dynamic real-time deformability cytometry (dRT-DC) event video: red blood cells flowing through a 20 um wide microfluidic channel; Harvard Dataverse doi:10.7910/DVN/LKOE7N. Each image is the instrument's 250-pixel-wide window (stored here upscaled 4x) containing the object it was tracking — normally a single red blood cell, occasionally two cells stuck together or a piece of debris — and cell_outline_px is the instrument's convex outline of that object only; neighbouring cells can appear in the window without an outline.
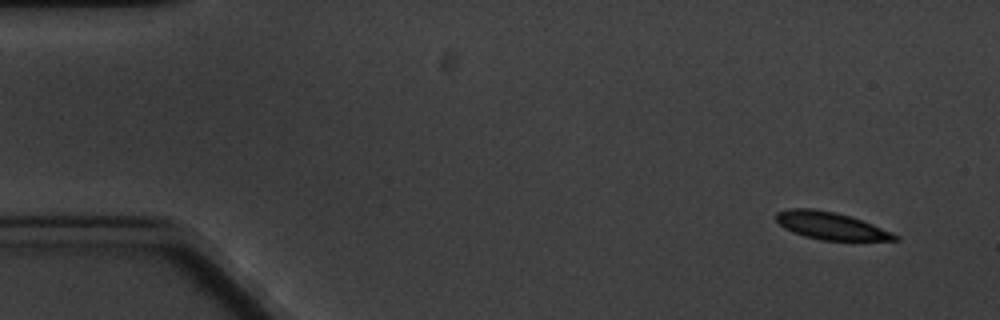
{"species": "common noctule bat (a hibernating species)", "species_latin": "Nyctalus noctula", "temperature_condition": "cold", "stored_images_in_passage": 6, "camera_frame_rate_fps": 3000, "um_per_image_px": 0.085, "animal": {"sex": "male", "body_mass_g": 20.1, "forearm_length_mm": 53.5}, "frame": {"image": 1, "passage_image": 1, "time_ms": 0.0, "image_size_px": [1000, 320], "cell_outline_px": [[900, 240], [820, 240], [804, 236], [792, 232], [784, 228], [776, 220], [776, 212], [788, 208], [812, 208], [832, 212], [848, 216], [872, 224], [900, 236]], "centroid_in_image_um": [70.57, 19.19], "position_along_channel_um": 14.4, "area_um2": 18.73}}
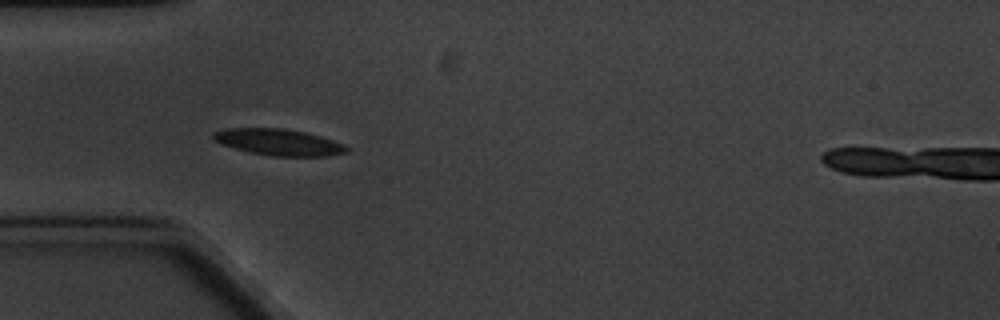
{"frame": {"image": 2, "passage_image": 5, "time_ms": 4.667, "image_size_px": [1000, 320], "cell_outline_px": [[348, 152], [328, 156], [272, 156], [252, 152], [220, 144], [212, 140], [212, 136], [216, 132], [228, 128], [280, 128], [304, 132], [320, 136], [344, 144], [348, 148]], "centroid_in_image_um": [23.69, 12.09], "position_along_channel_um": 61.3, "area_um2": 20.29}}